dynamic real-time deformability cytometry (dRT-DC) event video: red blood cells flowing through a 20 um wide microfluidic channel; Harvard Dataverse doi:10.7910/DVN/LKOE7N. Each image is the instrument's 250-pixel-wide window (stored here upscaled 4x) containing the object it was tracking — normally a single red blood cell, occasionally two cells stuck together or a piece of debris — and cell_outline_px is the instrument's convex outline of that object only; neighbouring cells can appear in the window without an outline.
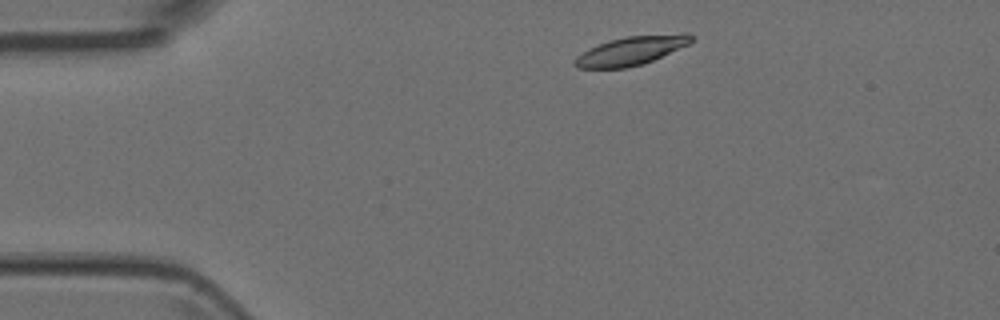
{"species": "Egyptian fruit bat (a non-hibernating species)", "species_latin": "Rousettus aegyptiacus", "temperature_condition": "room temperature", "stored_images_in_passage": 3, "camera_frame_rate_fps": 3000, "um_per_image_px": 0.085, "animal": {"sex": "female"}, "frame": {"image": 1, "passage_image": 1, "time_ms": 0.0, "image_size_px": [1000, 320], "cell_outline_px": [[692, 40], [688, 44], [644, 64], [624, 68], [576, 68], [572, 64], [572, 60], [576, 56], [588, 48], [608, 40], [628, 36], [684, 32], [688, 32], [692, 36]], "centroid_in_image_um": [53.61, 4.3], "position_along_channel_um": 31.4, "area_um2": 19.71}}
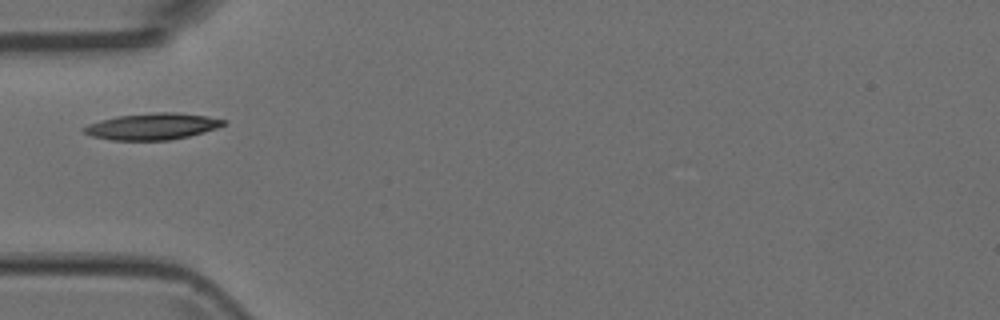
{"frame": {"image": 2, "passage_image": 3, "time_ms": 0.667, "image_size_px": [1000, 320], "cell_outline_px": [[228, 120], [224, 124], [216, 128], [204, 132], [188, 136], [168, 140], [112, 140], [92, 136], [84, 132], [80, 128], [88, 124], [100, 120], [116, 116], [156, 112], [176, 112], [208, 116]], "centroid_in_image_um": [12.94, 10.74], "position_along_channel_um": 72.1, "area_um2": 21.56}}